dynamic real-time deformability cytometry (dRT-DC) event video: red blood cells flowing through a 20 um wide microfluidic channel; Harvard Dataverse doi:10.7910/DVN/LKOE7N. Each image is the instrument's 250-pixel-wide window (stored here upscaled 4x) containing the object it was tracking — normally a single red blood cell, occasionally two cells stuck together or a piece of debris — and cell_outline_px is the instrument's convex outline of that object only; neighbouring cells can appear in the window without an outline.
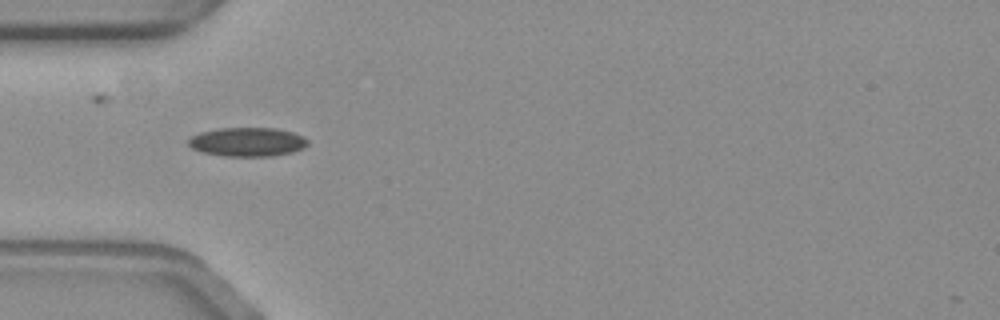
{"species": "common noctule bat (a hibernating species)", "species_latin": "Nyctalus noctula", "temperature_condition": "warm", "stored_images_in_passage": 12, "camera_frame_rate_fps": 3000, "um_per_image_px": 0.085, "animal": {"sex": "female", "body_mass_g": 19.3, "forearm_length_mm": 54.1}, "frame": {"image": 1, "passage_image": 3, "time_ms": 0.667, "image_size_px": [1000, 320], "cell_outline_px": [[308, 144], [304, 148], [292, 152], [272, 156], [224, 156], [200, 152], [192, 148], [188, 144], [188, 140], [192, 136], [200, 132], [220, 128], [276, 128], [292, 132], [304, 136], [308, 140]], "centroid_in_image_um": [21.04, 12.06], "position_along_channel_um": 64.0, "area_um2": 20.23}}
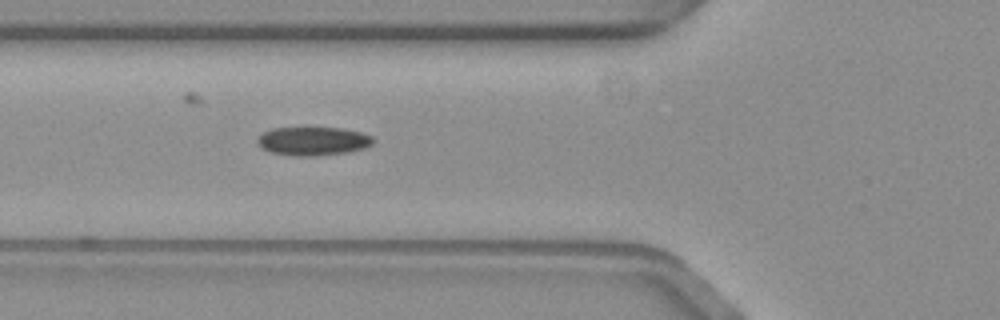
{"frame": {"image": 2, "passage_image": 6, "time_ms": 1.667, "image_size_px": [1000, 320], "cell_outline_px": [[376, 140], [372, 144], [364, 148], [348, 152], [312, 156], [296, 156], [268, 152], [260, 148], [256, 140], [264, 132], [272, 128], [344, 128], [360, 132], [372, 136]], "centroid_in_image_um": [26.6, 12.0], "position_along_channel_um": 99.2, "area_um2": 19.36}}